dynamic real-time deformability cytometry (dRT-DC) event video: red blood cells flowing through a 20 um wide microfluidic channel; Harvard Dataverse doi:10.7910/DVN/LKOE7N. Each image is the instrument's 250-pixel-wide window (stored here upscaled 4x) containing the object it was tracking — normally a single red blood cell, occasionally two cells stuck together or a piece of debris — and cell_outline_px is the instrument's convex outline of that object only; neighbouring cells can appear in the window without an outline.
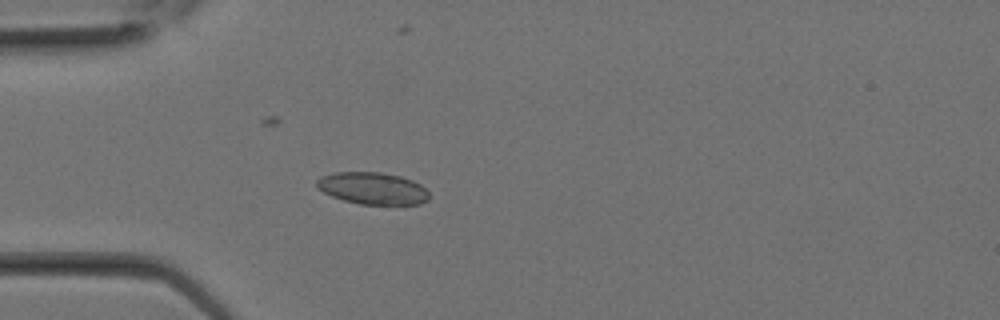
{"species": "Egyptian fruit bat (a non-hibernating species)", "species_latin": "Rousettus aegyptiacus", "temperature_condition": "room temperature", "stored_images_in_passage": 16, "camera_frame_rate_fps": 3000, "um_per_image_px": 0.085, "animal": {"sex": "female"}, "frame": {"image": 1, "passage_image": 7, "time_ms": 2.0, "image_size_px": [1000, 320], "cell_outline_px": [[428, 200], [420, 204], [360, 204], [344, 200], [332, 196], [316, 188], [316, 180], [320, 176], [336, 172], [380, 172], [400, 176], [412, 180], [420, 184], [428, 192]], "centroid_in_image_um": [31.65, 16.0], "position_along_channel_um": 53.4, "area_um2": 20.92}}
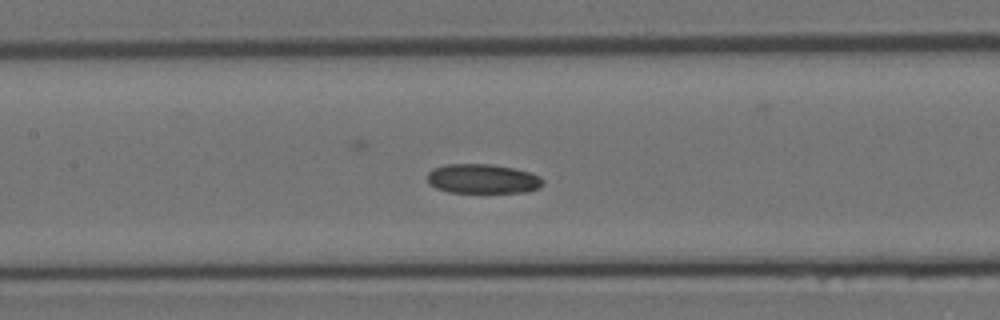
{"frame": {"image": 2, "passage_image": 12, "time_ms": 3.667, "image_size_px": [1000, 320], "cell_outline_px": [[544, 184], [540, 188], [528, 192], [448, 192], [436, 188], [428, 184], [428, 172], [432, 168], [448, 164], [492, 164], [516, 168], [532, 172], [540, 176], [544, 180]], "centroid_in_image_um": [41.07, 15.19], "position_along_channel_um": 166.3, "area_um2": 20.17}}
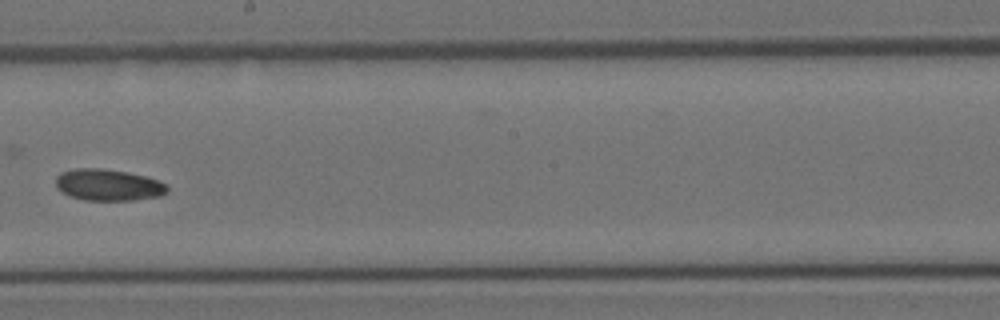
{"frame": {"image": 3, "passage_image": 15, "time_ms": 4.667, "image_size_px": [1000, 320], "cell_outline_px": [[168, 192], [160, 196], [132, 200], [84, 200], [60, 192], [56, 188], [56, 176], [60, 172], [76, 168], [100, 168], [128, 172], [160, 180], [168, 184]], "centroid_in_image_um": [9.21, 15.71], "position_along_channel_um": 239.0, "area_um2": 20.69}}